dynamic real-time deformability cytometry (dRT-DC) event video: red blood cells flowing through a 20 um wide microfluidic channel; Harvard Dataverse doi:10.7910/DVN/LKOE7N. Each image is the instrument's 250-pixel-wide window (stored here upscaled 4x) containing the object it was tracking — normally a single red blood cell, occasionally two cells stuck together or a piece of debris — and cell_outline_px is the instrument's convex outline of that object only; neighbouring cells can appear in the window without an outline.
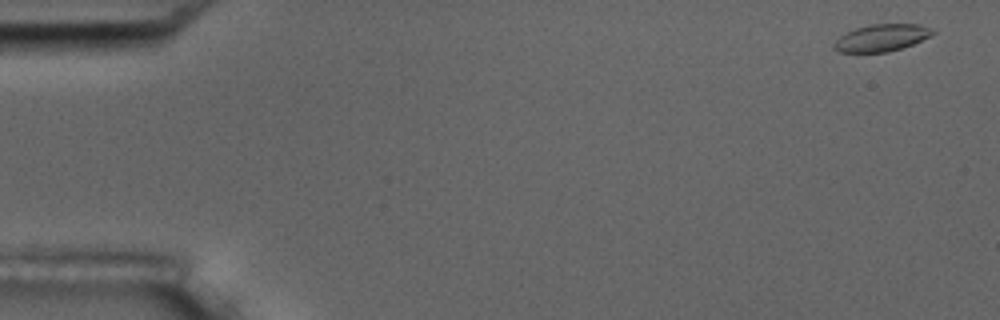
{"species": "common noctule bat (a hibernating species)", "species_latin": "Nyctalus noctula", "temperature_condition": "room temperature", "stored_images_in_passage": 5, "camera_frame_rate_fps": 3000, "um_per_image_px": 0.085, "animal": {"sex": "male", "body_mass_g": 17.5, "forearm_length_mm": 52.3}, "frame": {"image": 1, "passage_image": 1, "time_ms": 0.0, "image_size_px": [1000, 320], "cell_outline_px": [[936, 32], [912, 44], [888, 52], [840, 52], [832, 48], [832, 44], [840, 36], [856, 28], [868, 24], [920, 24]], "centroid_in_image_um": [74.88, 3.21], "position_along_channel_um": 10.1, "area_um2": 15.32}}
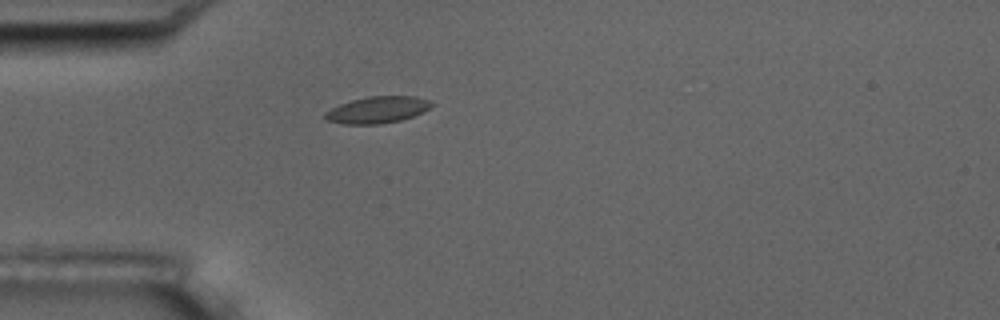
{"frame": {"image": 2, "passage_image": 5, "time_ms": 4.667, "image_size_px": [1000, 320], "cell_outline_px": [[436, 104], [412, 116], [400, 120], [380, 124], [344, 124], [328, 120], [324, 116], [324, 112], [340, 104], [352, 100], [368, 96], [412, 96], [428, 100]], "centroid_in_image_um": [32.06, 9.33], "position_along_channel_um": 52.9, "area_um2": 16.3}}